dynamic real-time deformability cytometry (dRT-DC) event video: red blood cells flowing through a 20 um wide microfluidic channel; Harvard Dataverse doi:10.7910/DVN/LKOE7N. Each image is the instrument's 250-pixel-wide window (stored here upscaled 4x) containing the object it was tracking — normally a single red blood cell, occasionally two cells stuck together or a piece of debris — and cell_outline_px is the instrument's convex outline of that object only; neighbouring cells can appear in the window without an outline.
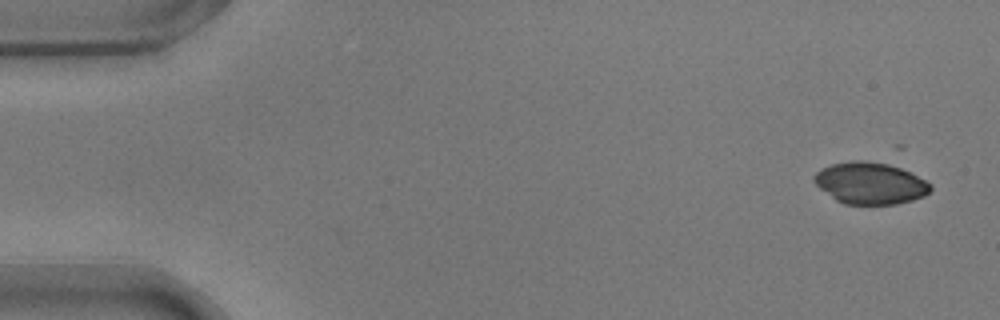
{"species": "common noctule bat (a hibernating species)", "species_latin": "Nyctalus noctula", "temperature_condition": "warm", "stored_images_in_passage": 10, "camera_frame_rate_fps": 3000, "um_per_image_px": 0.085, "animal": {"sex": "male", "body_mass_g": 17.9}, "frame": {"image": 1, "passage_image": 1, "time_ms": 0.0, "image_size_px": [1000, 320], "cell_outline_px": [[932, 188], [924, 196], [912, 200], [896, 204], [844, 204], [836, 200], [820, 188], [812, 180], [812, 176], [820, 168], [832, 164], [852, 160], [864, 160], [888, 164], [900, 168], [932, 184]], "centroid_in_image_um": [73.93, 15.57], "position_along_channel_um": 11.1, "area_um2": 28.21}}